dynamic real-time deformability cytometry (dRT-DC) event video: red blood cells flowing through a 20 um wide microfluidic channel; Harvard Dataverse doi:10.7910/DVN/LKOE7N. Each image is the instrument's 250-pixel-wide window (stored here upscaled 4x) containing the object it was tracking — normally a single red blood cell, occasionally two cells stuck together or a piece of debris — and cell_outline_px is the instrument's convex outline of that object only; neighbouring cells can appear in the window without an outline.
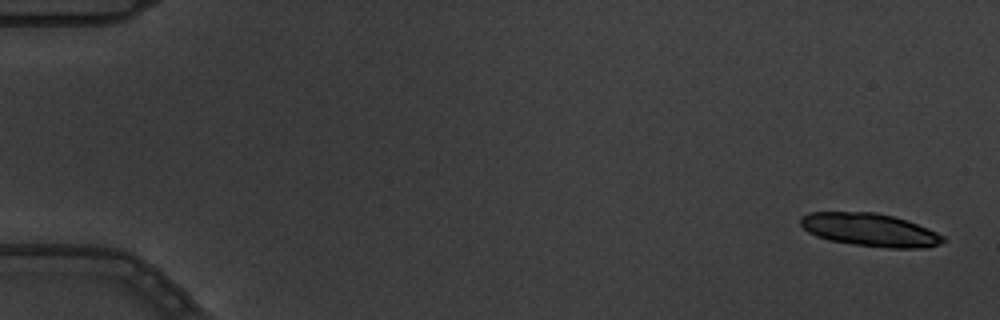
{"species": "common noctule bat (a hibernating species)", "species_latin": "Nyctalus noctula", "temperature_condition": "warm", "stored_images_in_passage": 6, "camera_frame_rate_fps": 3000, "um_per_image_px": 0.085, "animal": {"sex": "male", "body_mass_g": 19.5, "forearm_length_mm": 54.6}, "frame": {"image": 1, "passage_image": 1, "time_ms": 0.0, "image_size_px": [1000, 320], "cell_outline_px": [[944, 240], [940, 244], [928, 248], [888, 248], [856, 244], [828, 240], [816, 236], [808, 232], [800, 224], [800, 216], [808, 212], [876, 212], [892, 216], [928, 228], [944, 236]], "centroid_in_image_um": [73.92, 19.54], "position_along_channel_um": 11.1, "area_um2": 27.34}}